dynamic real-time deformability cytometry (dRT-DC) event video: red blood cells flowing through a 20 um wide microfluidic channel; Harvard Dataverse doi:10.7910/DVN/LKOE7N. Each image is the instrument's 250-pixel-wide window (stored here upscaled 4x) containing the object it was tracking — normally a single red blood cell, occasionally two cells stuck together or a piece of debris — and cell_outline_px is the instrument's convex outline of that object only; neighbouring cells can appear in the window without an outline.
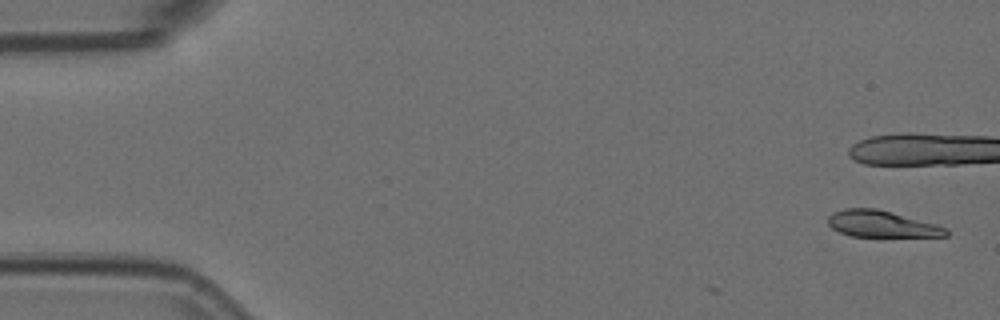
{"species": "Egyptian fruit bat (a non-hibernating species)", "species_latin": "Rousettus aegyptiacus", "temperature_condition": "room temperature", "stored_images_in_passage": 3, "camera_frame_rate_fps": 3000, "um_per_image_px": 0.085, "animal": {"sex": "female"}, "frame": {"image": 1, "passage_image": 1, "time_ms": 0.0, "image_size_px": [1000, 320], "cell_outline_px": [[948, 236], [852, 236], [840, 232], [832, 228], [828, 224], [828, 216], [832, 212], [844, 208], [876, 208], [892, 212], [936, 224], [948, 228]], "centroid_in_image_um": [74.92, 19.02], "position_along_channel_um": 10.1, "area_um2": 18.15}}